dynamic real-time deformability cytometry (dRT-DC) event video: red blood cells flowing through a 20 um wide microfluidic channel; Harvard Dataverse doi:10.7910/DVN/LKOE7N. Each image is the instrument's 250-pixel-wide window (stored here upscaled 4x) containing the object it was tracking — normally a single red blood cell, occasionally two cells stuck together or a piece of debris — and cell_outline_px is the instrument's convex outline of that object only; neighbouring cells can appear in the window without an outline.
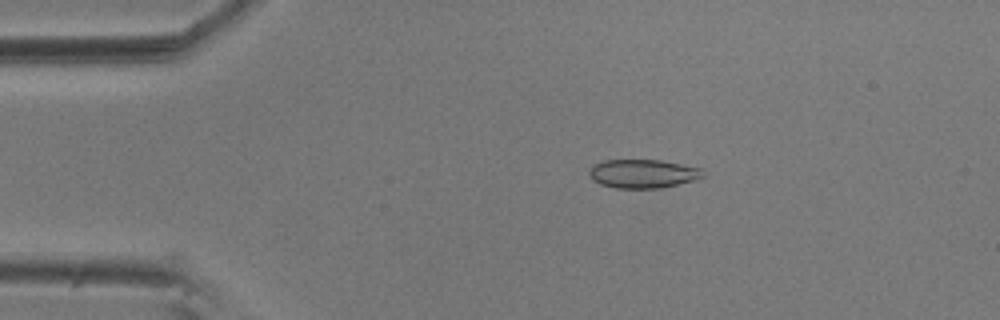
{"species": "common noctule bat (a hibernating species)", "species_latin": "Nyctalus noctula", "temperature_condition": "room temperature", "stored_images_in_passage": 44, "camera_frame_rate_fps": 3000, "um_per_image_px": 0.085, "animal": {"sex": "male", "body_mass_g": 20.5, "forearm_length_mm": 52.5}, "frame": {"image": 1, "passage_image": 1, "time_ms": 0.0, "image_size_px": [1000, 320], "cell_outline_px": [[704, 176], [696, 180], [660, 188], [616, 188], [600, 184], [592, 180], [588, 172], [596, 164], [604, 160], [660, 160], [704, 168]], "centroid_in_image_um": [54.69, 14.76], "position_along_channel_um": 30.3, "area_um2": 19.07}}
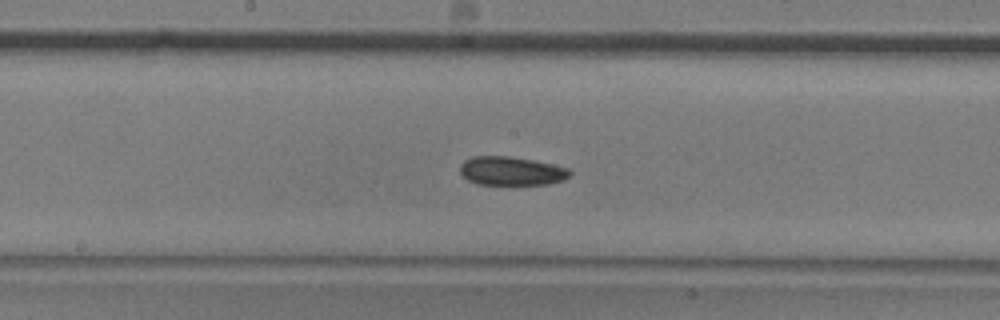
{"frame": {"image": 2, "passage_image": 20, "time_ms": 6.333, "image_size_px": [1000, 320], "cell_outline_px": [[572, 172], [564, 180], [548, 184], [476, 184], [468, 180], [460, 172], [460, 164], [464, 160], [472, 156], [508, 156], [532, 160], [568, 168]], "centroid_in_image_um": [43.44, 14.53], "position_along_channel_um": 204.8, "area_um2": 18.26}}
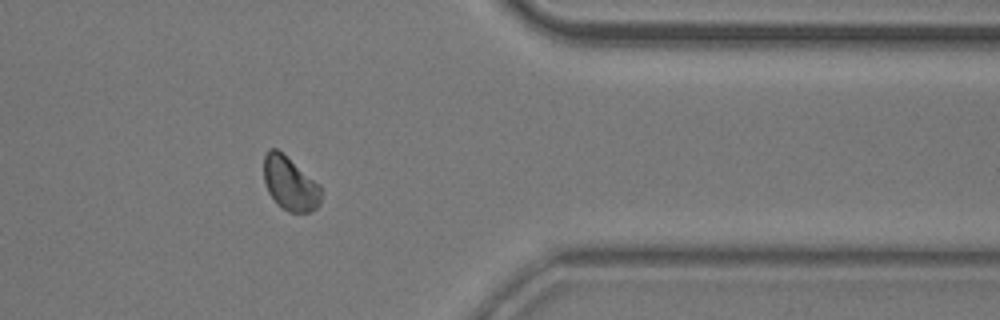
{"frame": {"image": 3, "passage_image": 37, "time_ms": 12.0, "image_size_px": [1000, 320], "cell_outline_px": [[320, 204], [316, 208], [308, 212], [288, 212], [268, 192], [264, 184], [264, 156], [268, 148], [276, 148], [320, 184]], "centroid_in_image_um": [24.64, 15.58], "position_along_channel_um": 386.8, "area_um2": 17.63}}